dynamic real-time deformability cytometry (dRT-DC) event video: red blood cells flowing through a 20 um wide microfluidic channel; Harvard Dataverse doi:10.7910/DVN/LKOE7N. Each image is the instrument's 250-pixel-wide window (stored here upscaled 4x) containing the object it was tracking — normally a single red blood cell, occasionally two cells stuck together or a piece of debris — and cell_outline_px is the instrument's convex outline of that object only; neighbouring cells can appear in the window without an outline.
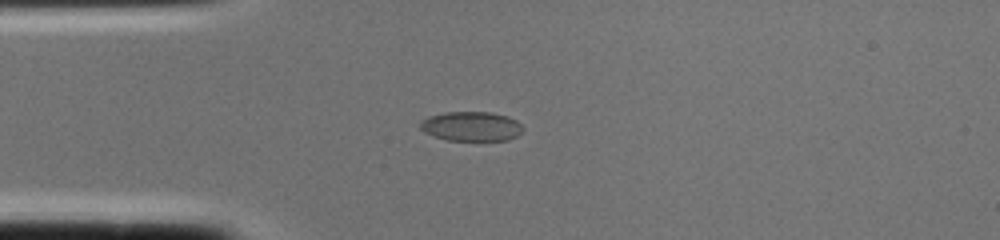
{"species": "common noctule bat (a hibernating species)", "species_latin": "Nyctalus noctula", "temperature_condition": "cold", "stored_images_in_passage": 2, "camera_frame_rate_fps": 3000, "um_per_image_px": 0.085, "animal": {"sex": "female", "body_mass_g": 22.0, "forearm_length_mm": 56.7}, "frame": {"image": 1, "passage_image": 2, "time_ms": 0.333, "image_size_px": [1000, 240], "cell_outline_px": [[524, 128], [516, 136], [508, 140], [448, 140], [424, 132], [420, 128], [420, 120], [428, 116], [444, 112], [492, 112], [508, 116], [516, 120]], "centroid_in_image_um": [40.05, 10.72], "position_along_channel_um": 44.9, "area_um2": 17.63}}